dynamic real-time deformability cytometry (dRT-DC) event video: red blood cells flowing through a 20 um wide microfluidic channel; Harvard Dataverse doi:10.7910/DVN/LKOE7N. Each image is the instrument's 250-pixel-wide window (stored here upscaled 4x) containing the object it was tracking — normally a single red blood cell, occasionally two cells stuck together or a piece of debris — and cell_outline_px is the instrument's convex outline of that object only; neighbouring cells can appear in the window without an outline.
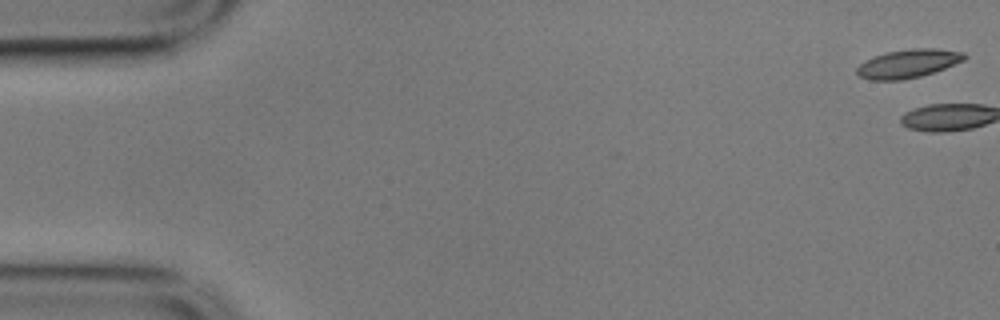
{"species": "common noctule bat (a hibernating species)", "species_latin": "Nyctalus noctula", "temperature_condition": "cold", "stored_images_in_passage": 3, "camera_frame_rate_fps": 3000, "um_per_image_px": 0.085, "animal": {"sex": "male", "body_mass_g": 17.9}, "frame": {"image": 1, "passage_image": 1, "time_ms": 0.0, "image_size_px": [1000, 320], "cell_outline_px": [[968, 56], [964, 60], [944, 68], [920, 76], [904, 80], [868, 80], [860, 76], [856, 72], [856, 68], [864, 60], [872, 56], [884, 52], [912, 48], [936, 48], [964, 52]], "centroid_in_image_um": [77.16, 5.39], "position_along_channel_um": 7.8, "area_um2": 18.03}}